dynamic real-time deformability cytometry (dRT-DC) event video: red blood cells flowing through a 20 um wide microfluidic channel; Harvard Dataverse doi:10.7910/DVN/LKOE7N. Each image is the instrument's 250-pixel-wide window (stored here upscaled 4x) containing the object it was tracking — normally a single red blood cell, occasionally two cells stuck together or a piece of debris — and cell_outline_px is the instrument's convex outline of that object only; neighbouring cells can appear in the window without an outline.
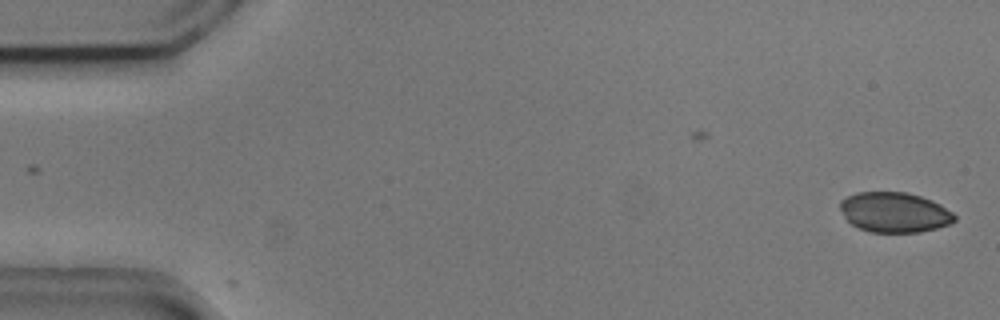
{"species": "common noctule bat (a hibernating species)", "species_latin": "Nyctalus noctula", "temperature_condition": "cold", "stored_images_in_passage": 14, "camera_frame_rate_fps": 3000, "um_per_image_px": 0.085, "animal": {"sex": "male", "body_mass_g": 20.5, "forearm_length_mm": 52.5}, "frame": {"image": 1, "passage_image": 1, "time_ms": 0.0, "image_size_px": [1000, 320], "cell_outline_px": [[956, 220], [948, 224], [936, 228], [920, 232], [872, 232], [860, 228], [852, 224], [844, 216], [840, 208], [840, 200], [856, 192], [904, 192], [920, 196], [932, 200], [940, 204], [952, 212], [956, 216]], "centroid_in_image_um": [76.03, 18.04], "position_along_channel_um": 9.0, "area_um2": 26.59}}